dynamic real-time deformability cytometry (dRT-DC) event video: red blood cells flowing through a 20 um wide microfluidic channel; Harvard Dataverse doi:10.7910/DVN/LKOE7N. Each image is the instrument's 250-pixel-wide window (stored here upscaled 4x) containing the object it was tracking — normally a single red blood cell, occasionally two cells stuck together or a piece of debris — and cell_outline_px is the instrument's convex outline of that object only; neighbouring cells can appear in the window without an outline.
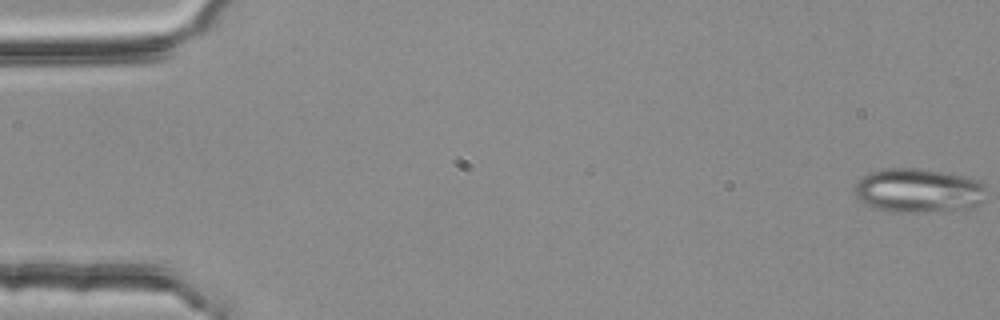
{"species": "common noctule bat (a hibernating species)", "species_latin": "Nyctalus noctula", "temperature_condition": "room temperature", "stored_images_in_passage": 55, "camera_frame_rate_fps": 3000, "um_per_image_px": 0.085, "animal": {"sex": "female", "body_mass_g": 25.1}, "frame": {"image": 1, "passage_image": 1, "time_ms": 0.0, "image_size_px": [1000, 320], "cell_outline_px": [[984, 200], [980, 204], [972, 208], [924, 212], [892, 212], [872, 208], [860, 200], [856, 196], [856, 180], [872, 172], [884, 168], [916, 168], [964, 176], [980, 180], [984, 184]], "centroid_in_image_um": [78.07, 16.21], "position_along_channel_um": 6.9, "area_um2": 33.93}}
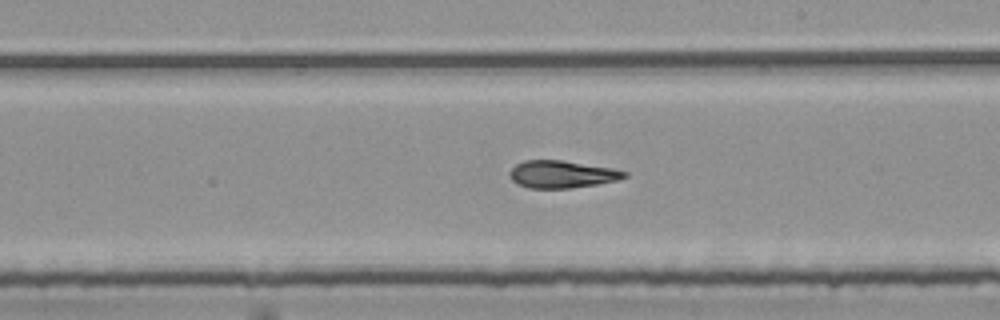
{"frame": {"image": 2, "passage_image": 32, "time_ms": 10.333, "image_size_px": [1000, 320], "cell_outline_px": [[628, 176], [616, 180], [596, 184], [572, 188], [528, 188], [512, 180], [508, 172], [516, 164], [524, 160], [560, 160], [612, 168], [628, 172]], "centroid_in_image_um": [47.75, 14.81], "position_along_channel_um": 241.3, "area_um2": 18.15}}
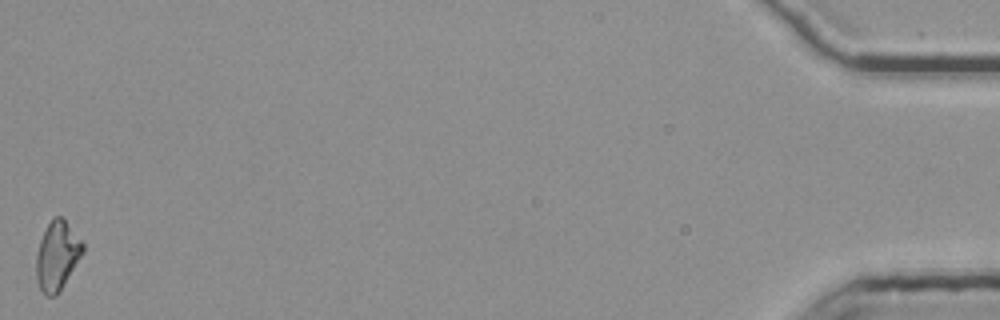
{"frame": {"image": 3, "passage_image": 55, "time_ms": 18.0, "image_size_px": [1000, 320], "cell_outline_px": [[84, 252], [56, 296], [44, 296], [36, 280], [36, 256], [40, 240], [52, 216], [60, 216], [64, 220], [84, 244]], "centroid_in_image_um": [4.84, 21.76], "position_along_channel_um": 430.4, "area_um2": 18.5}, "authors_computed_cell_mechanics": {"area_um2": 18.9584, "velocity_mm_per_s": 3.7792, "shape_relaxation_time_tau1_ms": 8.1194, "shape_relaxation_time_tau2_ms": 2.4646, "deformation_change_tau1": 0.2249, "deformation_change_tau2": 0.1068}}